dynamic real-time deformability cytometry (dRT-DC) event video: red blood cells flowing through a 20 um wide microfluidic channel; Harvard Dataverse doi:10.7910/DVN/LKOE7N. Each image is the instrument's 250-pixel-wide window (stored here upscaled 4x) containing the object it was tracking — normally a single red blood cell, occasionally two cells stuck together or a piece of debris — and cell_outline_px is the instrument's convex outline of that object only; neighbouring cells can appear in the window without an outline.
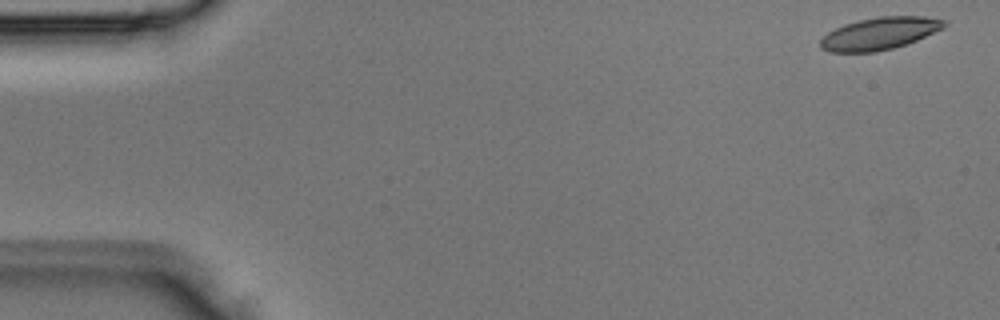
{"species": "Egyptian fruit bat (a non-hibernating species)", "species_latin": "Rousettus aegyptiacus", "temperature_condition": "room temperature", "stored_images_in_passage": 5, "camera_frame_rate_fps": 3000, "um_per_image_px": 0.085, "animal": {"sex": "male"}, "frame": {"image": 1, "passage_image": 1, "time_ms": 0.0, "image_size_px": [1000, 320], "cell_outline_px": [[948, 24], [944, 28], [916, 40], [892, 48], [876, 52], [828, 52], [820, 48], [820, 40], [828, 32], [844, 24], [860, 20], [880, 16], [924, 16], [944, 20]], "centroid_in_image_um": [74.76, 2.85], "position_along_channel_um": 10.2, "area_um2": 23.18}}
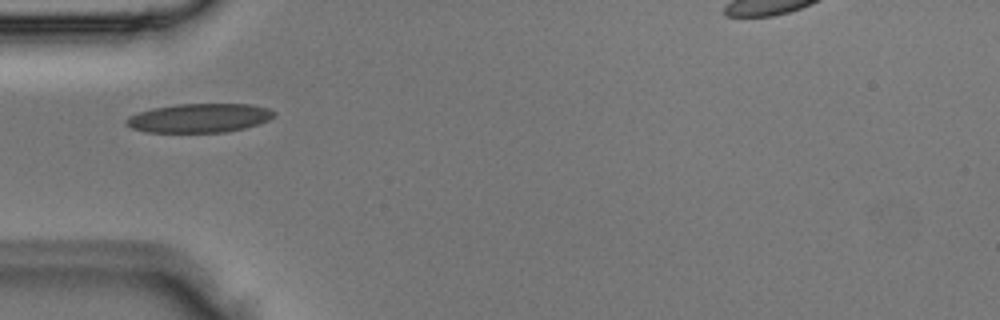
{"frame": {"image": 2, "passage_image": 4, "time_ms": 1.0, "image_size_px": [1000, 320], "cell_outline_px": [[276, 112], [268, 120], [244, 128], [228, 132], [148, 132], [132, 128], [124, 124], [124, 120], [128, 116], [152, 108], [176, 104], [248, 104], [268, 108]], "centroid_in_image_um": [16.9, 10.03], "position_along_channel_um": 68.1, "area_um2": 24.85}}
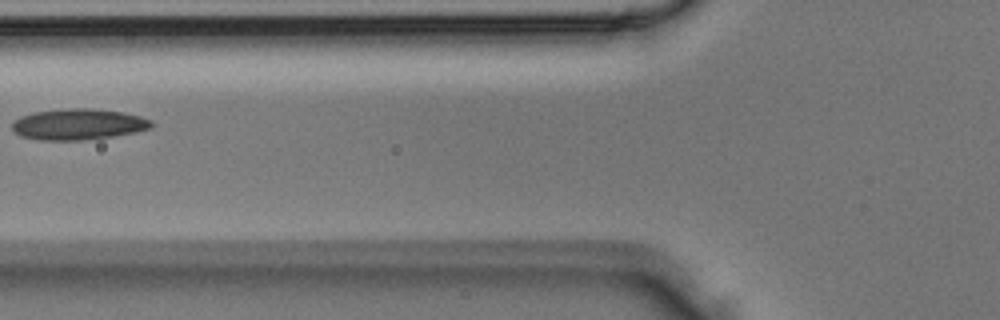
{"frame": {"image": 3, "passage_image": 5, "time_ms": 1.333, "image_size_px": [1000, 320], "cell_outline_px": [[152, 128], [136, 132], [112, 136], [84, 140], [36, 140], [20, 136], [12, 128], [12, 120], [20, 116], [32, 112], [72, 108], [92, 108], [124, 112], [140, 116], [152, 120]], "centroid_in_image_um": [6.64, 10.56], "position_along_channel_um": 119.2, "area_um2": 25.37}}